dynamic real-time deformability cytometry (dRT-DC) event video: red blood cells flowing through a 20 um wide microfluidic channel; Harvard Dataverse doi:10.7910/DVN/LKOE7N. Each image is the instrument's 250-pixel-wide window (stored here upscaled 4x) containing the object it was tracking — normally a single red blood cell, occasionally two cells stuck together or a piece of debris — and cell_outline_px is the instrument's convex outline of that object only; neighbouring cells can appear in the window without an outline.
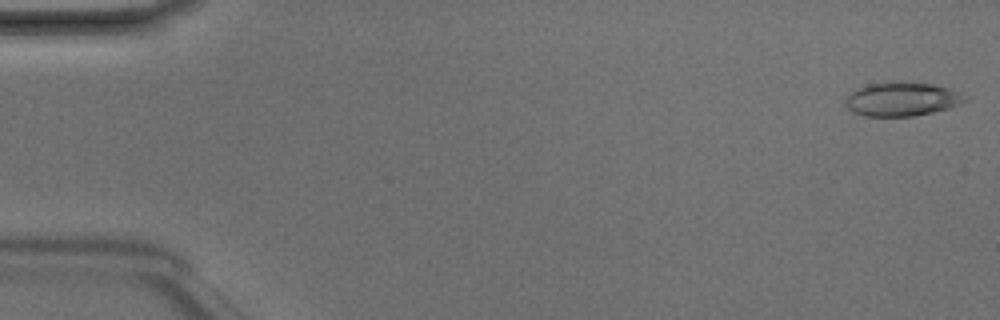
{"species": "Egyptian fruit bat (a non-hibernating species)", "species_latin": "Rousettus aegyptiacus", "temperature_condition": "room temperature", "stored_images_in_passage": 5, "camera_frame_rate_fps": 3000, "um_per_image_px": 0.085, "animal": {"sex": "male"}, "frame": {"image": 1, "passage_image": 1, "time_ms": 0.0, "image_size_px": [1000, 320], "cell_outline_px": [[964, 100], [948, 108], [932, 112], [912, 116], [864, 116], [852, 112], [844, 104], [848, 96], [856, 88], [868, 84], [900, 80], [932, 84], [948, 88]], "centroid_in_image_um": [76.52, 8.41], "position_along_channel_um": 8.5, "area_um2": 23.18}}
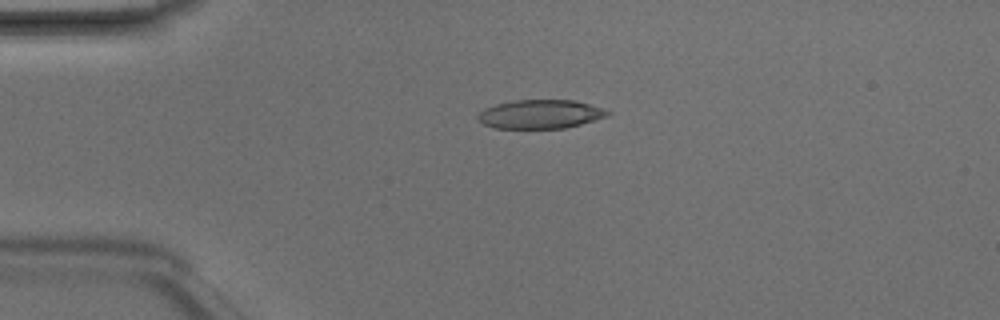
{"frame": {"image": 2, "passage_image": 4, "time_ms": 1.0, "image_size_px": [1000, 320], "cell_outline_px": [[612, 112], [604, 116], [580, 124], [564, 128], [496, 128], [484, 124], [476, 116], [484, 108], [496, 104], [516, 100], [572, 100], [588, 104]], "centroid_in_image_um": [45.87, 9.7], "position_along_channel_um": 39.1, "area_um2": 21.33}}